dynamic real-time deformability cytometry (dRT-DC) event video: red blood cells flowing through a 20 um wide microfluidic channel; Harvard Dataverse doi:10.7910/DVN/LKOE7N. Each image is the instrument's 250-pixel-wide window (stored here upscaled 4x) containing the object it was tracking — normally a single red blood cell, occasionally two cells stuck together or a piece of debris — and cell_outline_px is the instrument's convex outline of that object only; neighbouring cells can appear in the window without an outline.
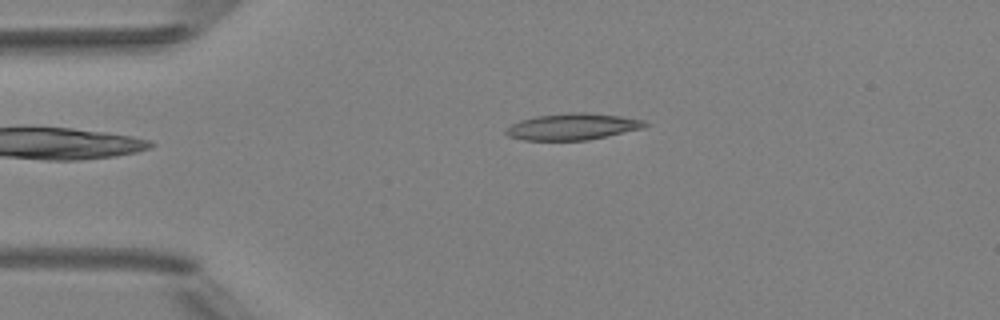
{"species": "Egyptian fruit bat (a non-hibernating species)", "species_latin": "Rousettus aegyptiacus", "temperature_condition": "room temperature", "stored_images_in_passage": 3, "camera_frame_rate_fps": 3000, "um_per_image_px": 0.085, "animal": {"sex": "female"}, "frame": {"image": 1, "passage_image": 3, "time_ms": 2.333, "image_size_px": [1000, 320], "cell_outline_px": [[648, 124], [644, 128], [588, 140], [524, 140], [508, 136], [504, 132], [504, 128], [520, 120], [536, 116], [568, 112], [588, 112], [620, 116], [644, 120]], "centroid_in_image_um": [48.65, 10.76], "position_along_channel_um": 36.4, "area_um2": 21.56}}